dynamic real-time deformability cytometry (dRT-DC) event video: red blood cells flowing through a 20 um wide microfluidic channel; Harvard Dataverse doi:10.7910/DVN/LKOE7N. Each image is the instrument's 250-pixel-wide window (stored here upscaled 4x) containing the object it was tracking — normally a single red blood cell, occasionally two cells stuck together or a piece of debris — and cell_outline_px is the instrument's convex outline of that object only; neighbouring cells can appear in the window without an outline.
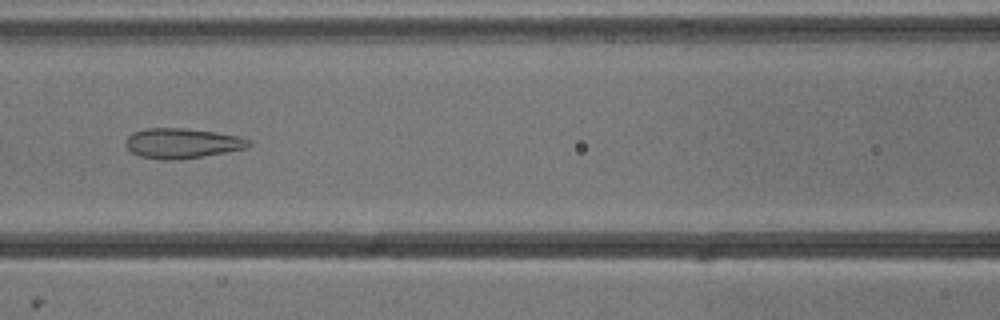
{"species": "common noctule bat (a hibernating species)", "species_latin": "Nyctalus noctula", "temperature_condition": "cold", "stored_images_in_passage": 42, "camera_frame_rate_fps": 3000, "um_per_image_px": 0.085, "animal": {"sex": "male", "body_mass_g": 13.3}, "frame": {"image": 1, "passage_image": 12, "time_ms": 3.667, "image_size_px": [1000, 320], "cell_outline_px": [[252, 144], [244, 148], [224, 152], [176, 160], [164, 160], [140, 156], [132, 152], [124, 144], [124, 140], [132, 132], [144, 128], [184, 128], [216, 132], [240, 136], [248, 140]], "centroid_in_image_um": [15.42, 12.16], "position_along_channel_um": 151.2, "area_um2": 21.44}}
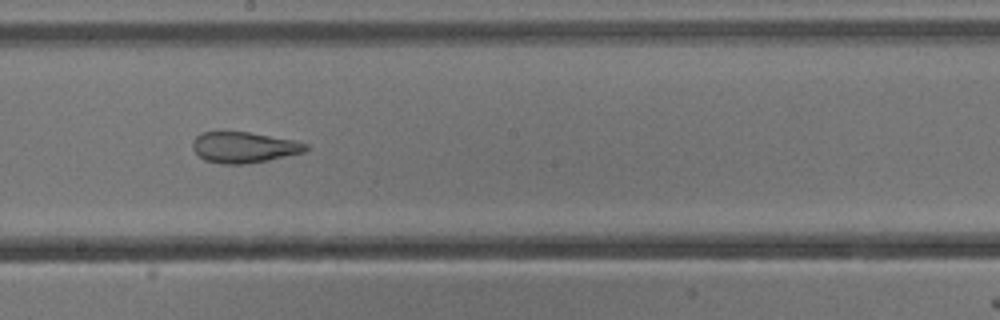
{"frame": {"image": 2, "passage_image": 18, "time_ms": 5.667, "image_size_px": [1000, 320], "cell_outline_px": [[308, 148], [304, 152], [268, 160], [244, 164], [220, 164], [204, 160], [192, 148], [192, 140], [200, 132], [248, 132], [296, 140], [308, 144]], "centroid_in_image_um": [20.72, 12.52], "position_along_channel_um": 227.5, "area_um2": 20.4}}
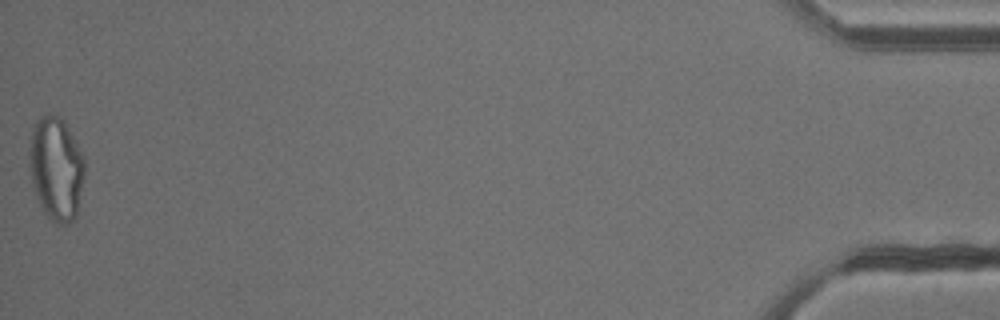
{"frame": {"image": 3, "passage_image": 42, "time_ms": 13.667, "image_size_px": [1000, 320], "cell_outline_px": [[84, 176], [76, 216], [68, 224], [60, 224], [52, 220], [44, 212], [32, 188], [28, 164], [28, 148], [32, 124], [40, 116], [60, 116], [64, 120], [84, 156]], "centroid_in_image_um": [4.73, 14.3], "position_along_channel_um": 430.5, "area_um2": 33.76}, "authors_computed_cell_mechanics": {"area_um2": 23.7269, "velocity_mm_per_s": 3.8287, "shape_relaxation_time_tau1_ms": null, "shape_relaxation_time_tau2_ms": 1.7725, "deformation_change_tau1": null, "deformation_change_tau2": 0.113}}